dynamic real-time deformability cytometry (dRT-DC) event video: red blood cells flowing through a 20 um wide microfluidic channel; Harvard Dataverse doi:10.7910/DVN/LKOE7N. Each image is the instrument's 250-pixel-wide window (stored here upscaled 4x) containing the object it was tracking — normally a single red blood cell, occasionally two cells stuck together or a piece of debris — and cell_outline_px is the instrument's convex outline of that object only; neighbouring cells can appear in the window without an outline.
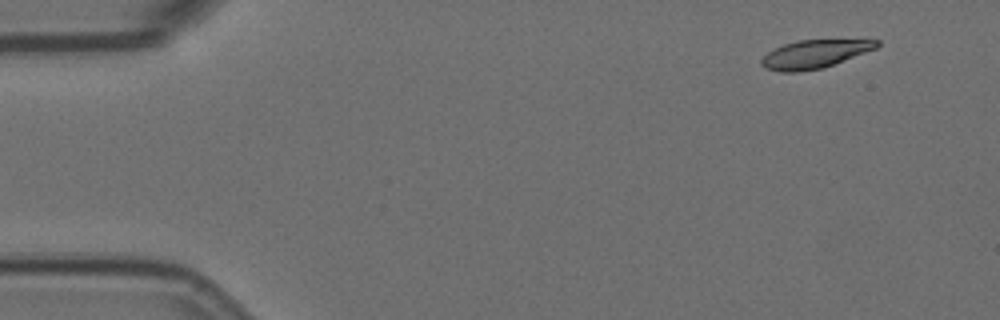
{"species": "Egyptian fruit bat (a non-hibernating species)", "species_latin": "Rousettus aegyptiacus", "temperature_condition": "room temperature", "stored_images_in_passage": 4, "camera_frame_rate_fps": 3000, "um_per_image_px": 0.085, "animal": {"sex": "female"}, "frame": {"image": 1, "passage_image": 1, "time_ms": 0.0, "image_size_px": [1000, 320], "cell_outline_px": [[880, 44], [876, 48], [824, 68], [800, 72], [780, 72], [764, 68], [760, 64], [760, 60], [768, 52], [784, 44], [796, 40], [880, 40]], "centroid_in_image_um": [69.2, 4.61], "position_along_channel_um": 15.8, "area_um2": 18.96}}
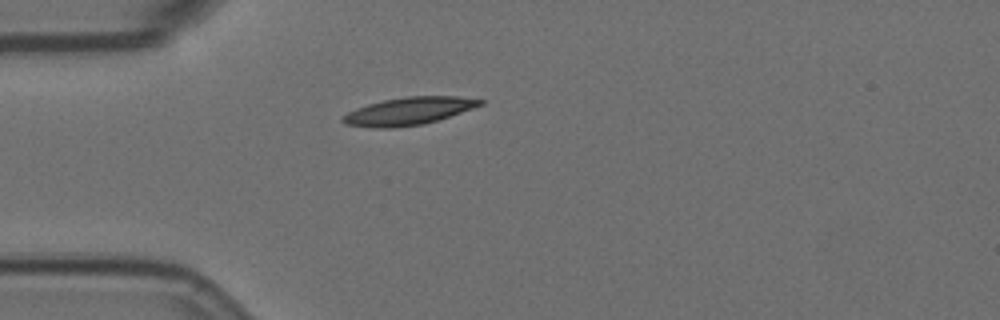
{"frame": {"image": 2, "passage_image": 4, "time_ms": 1.0, "image_size_px": [1000, 320], "cell_outline_px": [[484, 104], [436, 120], [420, 124], [392, 128], [376, 128], [344, 124], [340, 120], [348, 112], [356, 108], [368, 104], [384, 100], [404, 96], [460, 96], [484, 100]], "centroid_in_image_um": [34.71, 9.43], "position_along_channel_um": 50.3, "area_um2": 21.85}}